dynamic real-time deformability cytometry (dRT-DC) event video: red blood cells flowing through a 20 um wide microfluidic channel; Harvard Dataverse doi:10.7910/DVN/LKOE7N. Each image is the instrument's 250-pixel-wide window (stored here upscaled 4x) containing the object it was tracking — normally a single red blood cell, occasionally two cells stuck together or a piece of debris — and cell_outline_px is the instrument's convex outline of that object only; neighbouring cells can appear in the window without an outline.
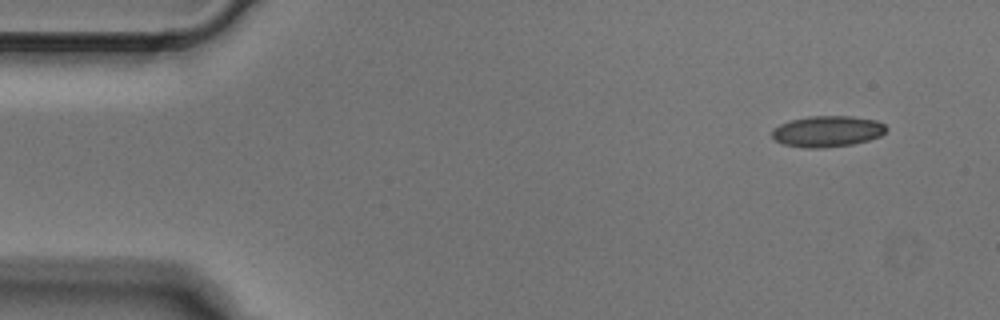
{"species": "Egyptian fruit bat (a non-hibernating species)", "species_latin": "Rousettus aegyptiacus", "temperature_condition": "cold", "stored_images_in_passage": 7, "camera_frame_rate_fps": 3000, "um_per_image_px": 0.085, "animal": {"sex": "male"}, "frame": {"image": 1, "passage_image": 1, "time_ms": 0.0, "image_size_px": [1000, 320], "cell_outline_px": [[888, 128], [880, 136], [868, 140], [852, 144], [824, 148], [804, 148], [784, 144], [776, 140], [772, 136], [772, 132], [780, 124], [792, 120], [808, 116], [852, 116], [876, 120], [884, 124]], "centroid_in_image_um": [70.35, 11.16], "position_along_channel_um": 14.7, "area_um2": 20.58}}
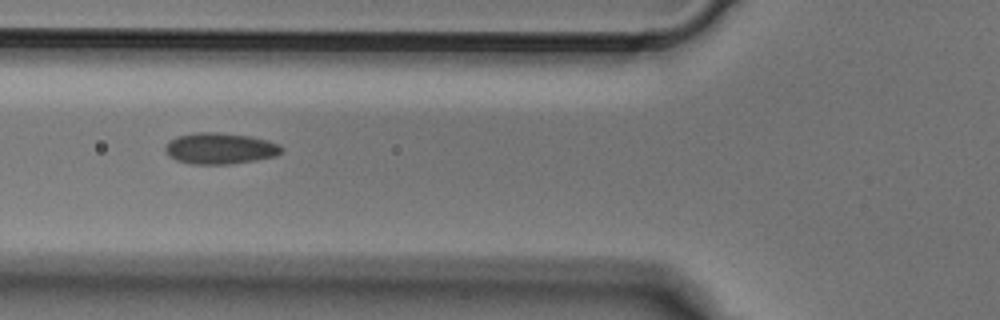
{"frame": {"image": 2, "passage_image": 5, "time_ms": 1.333, "image_size_px": [1000, 320], "cell_outline_px": [[284, 152], [276, 156], [256, 160], [228, 164], [192, 164], [176, 160], [168, 156], [164, 152], [164, 148], [176, 136], [196, 132], [216, 132], [252, 136], [268, 140], [280, 144], [284, 148]], "centroid_in_image_um": [18.74, 12.61], "position_along_channel_um": 107.1, "area_um2": 21.39}}
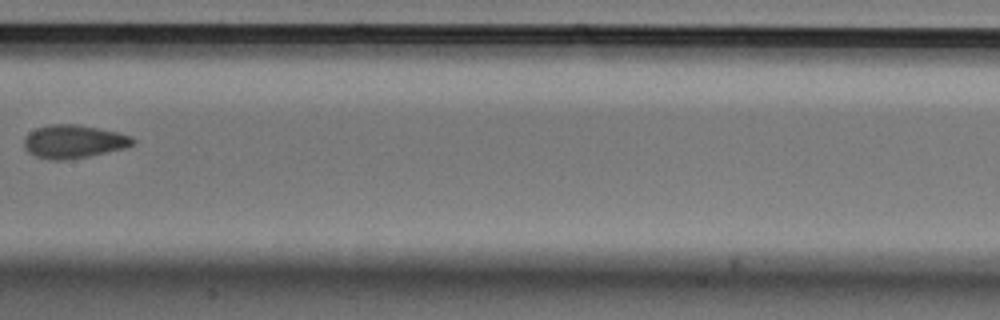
{"frame": {"image": 3, "passage_image": 7, "time_ms": 2.0, "image_size_px": [1000, 320], "cell_outline_px": [[136, 144], [128, 148], [88, 156], [64, 160], [48, 160], [36, 156], [28, 152], [24, 148], [24, 140], [28, 132], [36, 128], [48, 124], [76, 124], [120, 132], [132, 136], [136, 140]], "centroid_in_image_um": [6.3, 12.03], "position_along_channel_um": 201.1, "area_um2": 21.44}}